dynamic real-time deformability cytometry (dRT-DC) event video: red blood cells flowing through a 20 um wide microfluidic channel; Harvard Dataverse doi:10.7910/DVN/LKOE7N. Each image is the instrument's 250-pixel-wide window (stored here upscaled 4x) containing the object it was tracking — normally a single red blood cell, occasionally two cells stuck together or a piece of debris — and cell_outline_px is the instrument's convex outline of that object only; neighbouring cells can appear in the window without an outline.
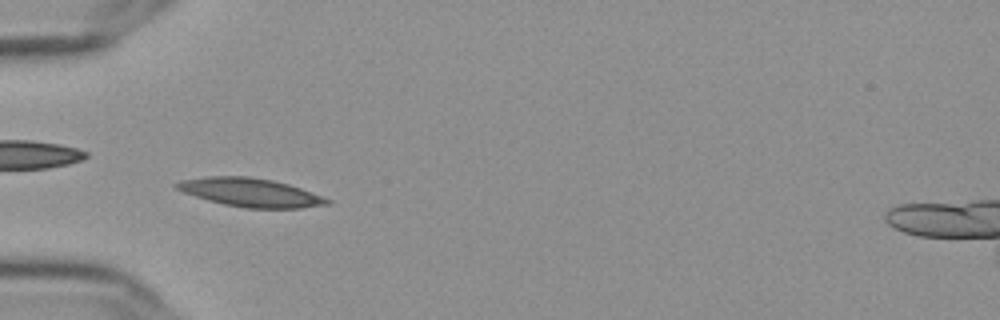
{"species": "Egyptian fruit bat (a non-hibernating species)", "species_latin": "Rousettus aegyptiacus", "temperature_condition": "cold", "stored_images_in_passage": 53, "camera_frame_rate_fps": 3000, "um_per_image_px": 0.085, "frame": {"image": 1, "passage_image": 15, "time_ms": 4.667, "image_size_px": [1000, 320], "cell_outline_px": [[332, 204], [300, 208], [244, 208], [224, 204], [208, 200], [184, 192], [176, 188], [172, 184], [180, 180], [208, 176], [248, 176], [272, 180], [288, 184], [300, 188], [332, 200]], "centroid_in_image_um": [21.29, 16.36], "position_along_channel_um": 63.7, "area_um2": 24.97}}
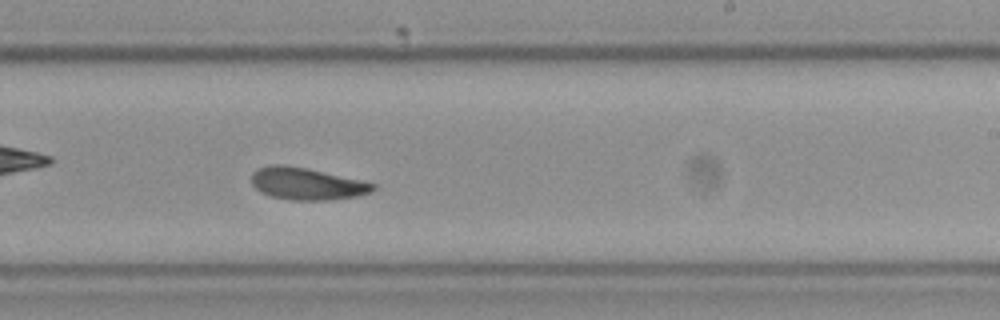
{"frame": {"image": 2, "passage_image": 32, "time_ms": 10.333, "image_size_px": [1000, 320], "cell_outline_px": [[376, 188], [372, 192], [356, 196], [328, 200], [288, 200], [272, 196], [256, 188], [252, 184], [252, 172], [256, 168], [272, 164], [280, 164], [304, 168], [360, 180], [376, 184]], "centroid_in_image_um": [26.06, 15.62], "position_along_channel_um": 262.9, "area_um2": 22.43}}
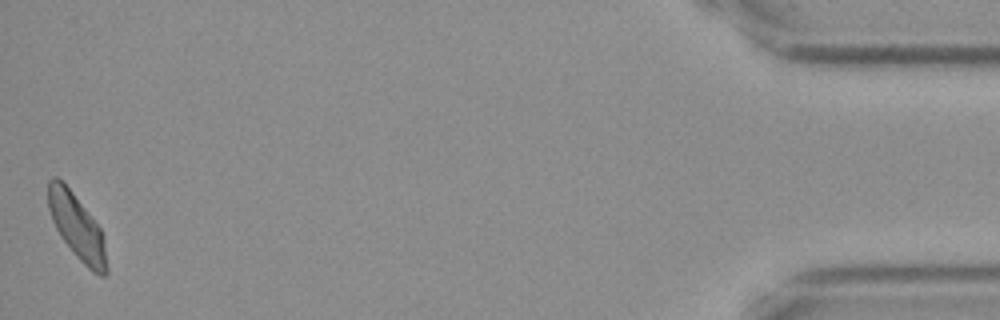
{"frame": {"image": 3, "passage_image": 53, "time_ms": 17.333, "image_size_px": [1000, 320], "cell_outline_px": [[108, 272], [104, 276], [100, 276], [92, 272], [76, 256], [60, 236], [52, 220], [48, 208], [48, 180], [52, 176], [56, 176], [72, 192], [100, 228], [108, 268]], "centroid_in_image_um": [6.52, 19.29], "position_along_channel_um": 428.7, "area_um2": 21.73}, "authors_computed_cell_mechanics": {"area_um2": 22.7154, "velocity_mm_per_s": 3.5691, "shape_relaxation_time_tau1_ms": 5.9097, "shape_relaxation_time_tau2_ms": 5.4646, "deformation_change_tau1": 0.1413, "deformation_change_tau2": 0.1192}}